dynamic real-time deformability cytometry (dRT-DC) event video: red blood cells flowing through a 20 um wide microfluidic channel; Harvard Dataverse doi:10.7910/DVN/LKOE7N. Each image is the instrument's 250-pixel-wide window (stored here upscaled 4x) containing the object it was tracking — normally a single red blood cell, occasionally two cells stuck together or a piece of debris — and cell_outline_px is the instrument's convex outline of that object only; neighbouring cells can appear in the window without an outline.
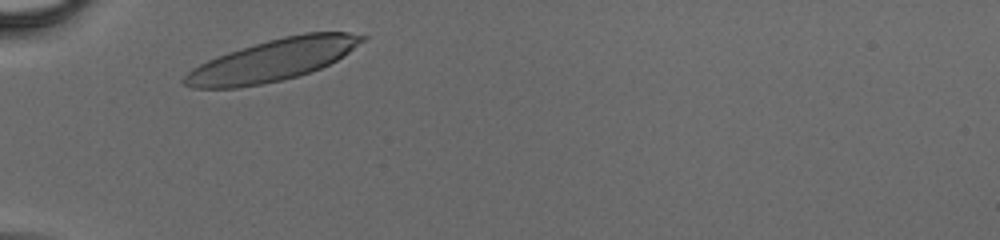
{"species": "human", "species_latin": "Homo sapiens", "temperature_condition": "cold", "stored_images_in_passage": 26, "camera_frame_rate_fps": 3000, "um_per_image_px": 0.085, "donor": {"sex": "male"}, "frame": {"image": 1, "passage_image": 2, "time_ms": 0.333, "image_size_px": [1000, 240], "cell_outline_px": [[368, 40], [336, 60], [312, 72], [280, 80], [260, 84], [236, 88], [192, 88], [184, 84], [180, 80], [192, 68], [208, 60], [228, 52], [268, 40], [284, 36], [304, 32], [348, 32], [368, 36]], "centroid_in_image_um": [23.2, 5.1], "position_along_channel_um": 61.8, "area_um2": 43.06}}
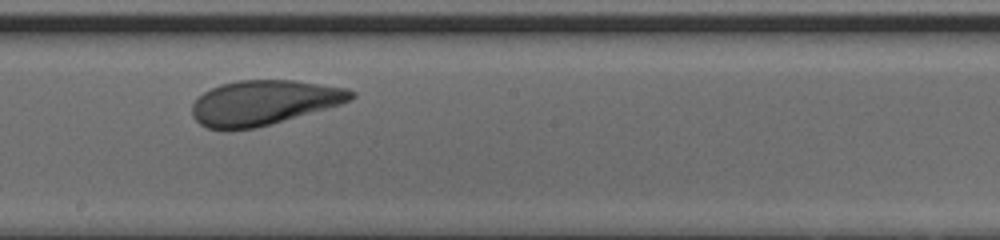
{"frame": {"image": 2, "passage_image": 14, "time_ms": 4.333, "image_size_px": [1000, 240], "cell_outline_px": [[356, 96], [352, 100], [328, 108], [256, 128], [228, 132], [224, 132], [208, 128], [200, 124], [192, 116], [192, 104], [204, 92], [220, 84], [236, 80], [296, 80], [348, 88], [356, 92]], "centroid_in_image_um": [22.42, 8.74], "position_along_channel_um": 225.8, "area_um2": 42.02}}
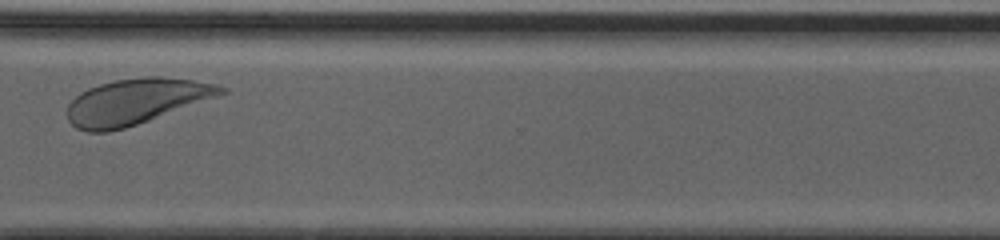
{"frame": {"image": 3, "passage_image": 23, "time_ms": 7.333, "image_size_px": [1000, 240], "cell_outline_px": [[228, 92], [148, 120], [124, 128], [108, 132], [88, 132], [76, 128], [68, 120], [68, 104], [80, 92], [88, 88], [100, 84], [116, 80], [144, 76], [160, 76], [192, 80], [216, 84], [228, 88]], "centroid_in_image_um": [11.52, 8.62], "position_along_channel_um": 359.1, "area_um2": 40.4}}